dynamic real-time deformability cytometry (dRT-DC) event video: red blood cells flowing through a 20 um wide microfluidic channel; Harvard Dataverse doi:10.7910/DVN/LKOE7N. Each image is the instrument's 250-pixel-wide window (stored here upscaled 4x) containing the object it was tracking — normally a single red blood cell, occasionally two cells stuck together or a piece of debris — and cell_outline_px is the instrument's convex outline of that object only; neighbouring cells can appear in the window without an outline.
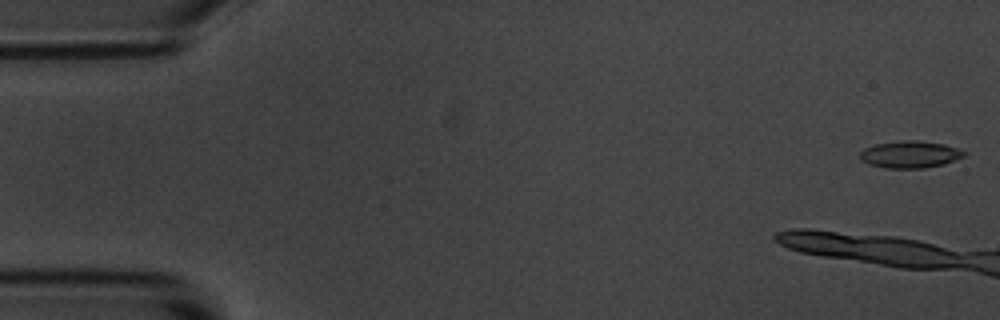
{"species": "common noctule bat (a hibernating species)", "species_latin": "Nyctalus noctula", "temperature_condition": "room temperature", "stored_images_in_passage": 3, "camera_frame_rate_fps": 3000, "um_per_image_px": 0.085, "animal": {"sex": "male", "body_mass_g": 20.1, "forearm_length_mm": 53.5}, "frame": {"image": 1, "passage_image": 1, "time_ms": 0.0, "image_size_px": [1000, 320], "cell_outline_px": [[968, 152], [964, 156], [956, 160], [944, 164], [924, 168], [884, 168], [868, 164], [860, 160], [860, 152], [864, 148], [876, 144], [900, 140], [916, 140], [944, 144]], "centroid_in_image_um": [77.34, 13.13], "position_along_channel_um": 7.7, "area_um2": 16.53}}